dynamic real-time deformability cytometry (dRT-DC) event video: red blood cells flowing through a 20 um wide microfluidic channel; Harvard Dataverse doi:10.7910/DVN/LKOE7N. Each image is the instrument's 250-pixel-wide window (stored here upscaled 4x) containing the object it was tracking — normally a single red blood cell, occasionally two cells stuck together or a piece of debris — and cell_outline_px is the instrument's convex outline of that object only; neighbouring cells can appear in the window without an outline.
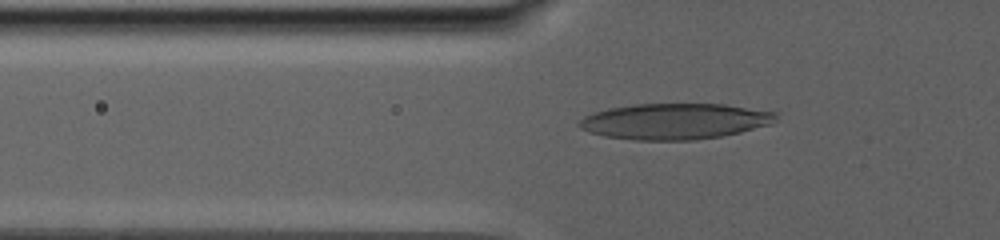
{"species": "human", "species_latin": "Homo sapiens", "temperature_condition": "warm", "stored_images_in_passage": 57, "camera_frame_rate_fps": 3000, "um_per_image_px": 0.085, "donor": {"sex": "male"}, "frame": {"image": 1, "passage_image": 2, "time_ms": 0.333, "image_size_px": [1000, 240], "cell_outline_px": [[780, 112], [776, 120], [772, 124], [740, 132], [720, 136], [696, 140], [632, 140], [604, 136], [588, 132], [580, 128], [576, 124], [584, 116], [592, 112], [608, 108], [632, 104], [724, 104]], "centroid_in_image_um": [57.35, 10.31], "position_along_channel_um": 68.4, "area_um2": 41.62}}
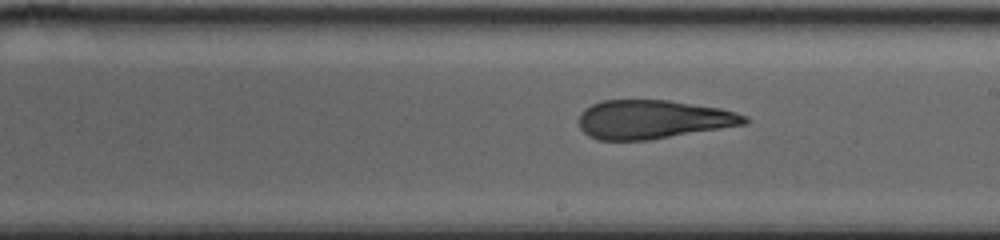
{"frame": {"image": 2, "passage_image": 28, "time_ms": 7.0, "image_size_px": [1000, 240], "cell_outline_px": [[752, 120], [748, 124], [648, 140], [596, 140], [588, 136], [580, 128], [580, 112], [584, 108], [600, 100], [668, 100], [720, 108], [736, 112], [748, 116]], "centroid_in_image_um": [55.52, 10.15], "position_along_channel_um": 233.5, "area_um2": 37.69}}
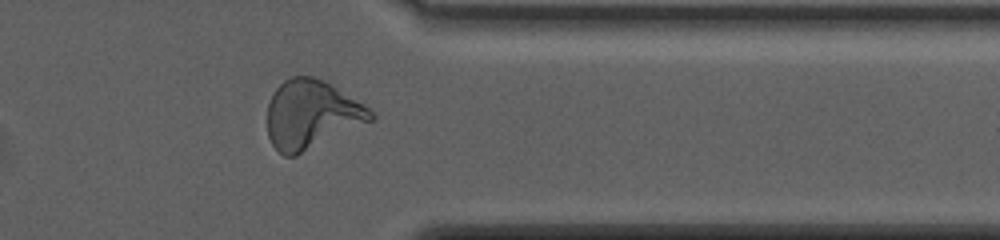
{"frame": {"image": 3, "passage_image": 49, "time_ms": 13.0, "image_size_px": [1000, 240], "cell_outline_px": [[376, 120], [296, 156], [284, 156], [272, 144], [268, 136], [268, 104], [276, 88], [284, 80], [292, 76], [312, 76], [324, 80], [332, 84], [364, 104], [376, 116]], "centroid_in_image_um": [26.52, 9.74], "position_along_channel_um": 384.9, "area_um2": 41.67}, "authors_computed_cell_mechanics": {"area_um2": 38.5526, "velocity_mm_per_s": 2.5808, "shape_relaxation_time_tau1_ms": null, "shape_relaxation_time_tau2_ms": 2.7244, "deformation_change_tau1": null, "deformation_change_tau2": 0.1206}}